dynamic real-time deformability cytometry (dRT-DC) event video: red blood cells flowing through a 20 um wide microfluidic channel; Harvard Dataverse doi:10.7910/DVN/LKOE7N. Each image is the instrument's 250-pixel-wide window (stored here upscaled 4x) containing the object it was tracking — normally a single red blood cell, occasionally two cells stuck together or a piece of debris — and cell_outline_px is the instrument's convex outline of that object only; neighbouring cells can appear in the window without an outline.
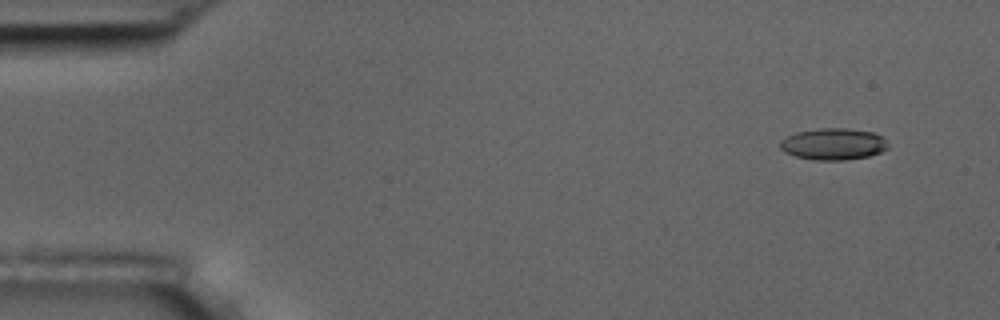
{"species": "common noctule bat (a hibernating species)", "species_latin": "Nyctalus noctula", "temperature_condition": "room temperature", "stored_images_in_passage": 4, "camera_frame_rate_fps": 3000, "um_per_image_px": 0.085, "animal": {"sex": "male", "body_mass_g": 17.5, "forearm_length_mm": 52.3}, "frame": {"image": 1, "passage_image": 1, "time_ms": 0.0, "image_size_px": [1000, 320], "cell_outline_px": [[888, 148], [880, 152], [868, 156], [844, 160], [816, 160], [796, 156], [784, 152], [780, 148], [780, 140], [796, 132], [820, 128], [848, 128], [872, 132], [880, 136], [888, 144]], "centroid_in_image_um": [70.81, 12.24], "position_along_channel_um": 14.2, "area_um2": 19.77}}